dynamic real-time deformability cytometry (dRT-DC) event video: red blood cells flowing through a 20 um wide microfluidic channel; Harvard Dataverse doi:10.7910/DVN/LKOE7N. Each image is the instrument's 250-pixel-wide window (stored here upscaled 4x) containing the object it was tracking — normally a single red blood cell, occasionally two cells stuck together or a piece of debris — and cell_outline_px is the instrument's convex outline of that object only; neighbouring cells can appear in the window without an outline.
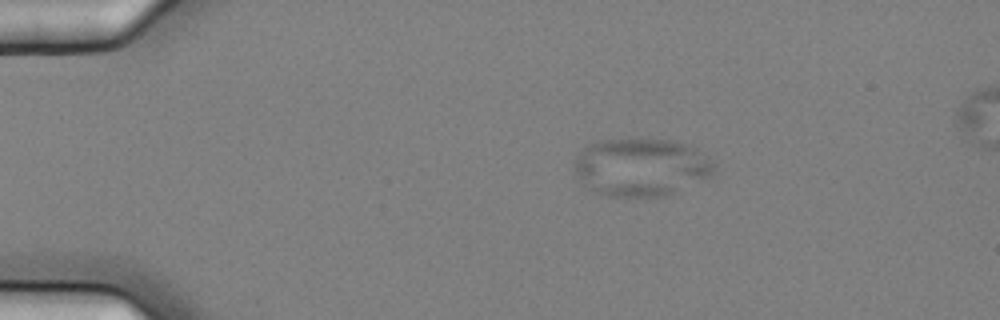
{"species": "common noctule bat (a hibernating species)", "species_latin": "Nyctalus noctula", "temperature_condition": "cold", "stored_images_in_passage": 6, "camera_frame_rate_fps": 3000, "um_per_image_px": 0.085, "animal": {"sex": "female", "body_mass_g": 25.1}, "frame": {"image": 1, "passage_image": 3, "time_ms": 0.667, "image_size_px": [1000, 320], "cell_outline_px": [[712, 176], [668, 196], [644, 200], [608, 196], [596, 192], [584, 184], [576, 176], [576, 156], [584, 148], [596, 140], [668, 140], [688, 144], [708, 160], [712, 164]], "centroid_in_image_um": [54.46, 14.28], "position_along_channel_um": 30.5, "area_um2": 47.22}}